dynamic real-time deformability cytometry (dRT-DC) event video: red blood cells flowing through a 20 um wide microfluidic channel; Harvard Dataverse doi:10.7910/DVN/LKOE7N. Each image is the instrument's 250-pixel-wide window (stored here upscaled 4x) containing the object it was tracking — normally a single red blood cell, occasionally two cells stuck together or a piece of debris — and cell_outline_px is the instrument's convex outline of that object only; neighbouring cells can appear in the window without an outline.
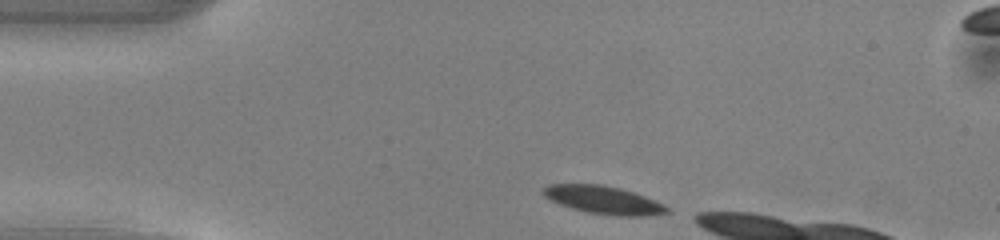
{"species": "common noctule bat (a hibernating species)", "species_latin": "Nyctalus noctula", "temperature_condition": "warm", "stored_images_in_passage": 9, "camera_frame_rate_fps": 3000, "um_per_image_px": 0.085, "animal": {"sex": "male", "body_mass_g": 13.0, "forearm_length_mm": 53.1}, "frame": {"image": 1, "passage_image": 1, "time_ms": 0.0, "image_size_px": [1000, 240], "cell_outline_px": [[668, 212], [644, 216], [616, 216], [588, 212], [572, 208], [560, 204], [544, 196], [540, 192], [548, 184], [600, 184], [620, 188], [644, 196], [664, 204], [668, 208]], "centroid_in_image_um": [51.27, 16.99], "position_along_channel_um": 33.7, "area_um2": 19.94}}
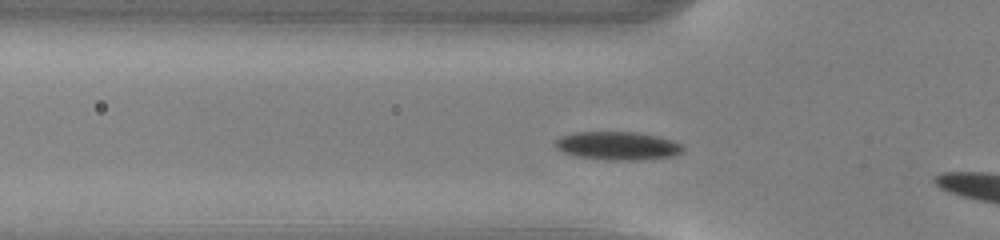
{"frame": {"image": 2, "passage_image": 7, "time_ms": 2.0, "image_size_px": [1000, 240], "cell_outline_px": [[684, 152], [672, 156], [636, 160], [608, 160], [576, 156], [564, 152], [556, 148], [552, 144], [560, 136], [576, 132], [636, 132], [656, 136], [672, 140], [684, 144]], "centroid_in_image_um": [52.5, 12.39], "position_along_channel_um": 73.3, "area_um2": 21.15}}